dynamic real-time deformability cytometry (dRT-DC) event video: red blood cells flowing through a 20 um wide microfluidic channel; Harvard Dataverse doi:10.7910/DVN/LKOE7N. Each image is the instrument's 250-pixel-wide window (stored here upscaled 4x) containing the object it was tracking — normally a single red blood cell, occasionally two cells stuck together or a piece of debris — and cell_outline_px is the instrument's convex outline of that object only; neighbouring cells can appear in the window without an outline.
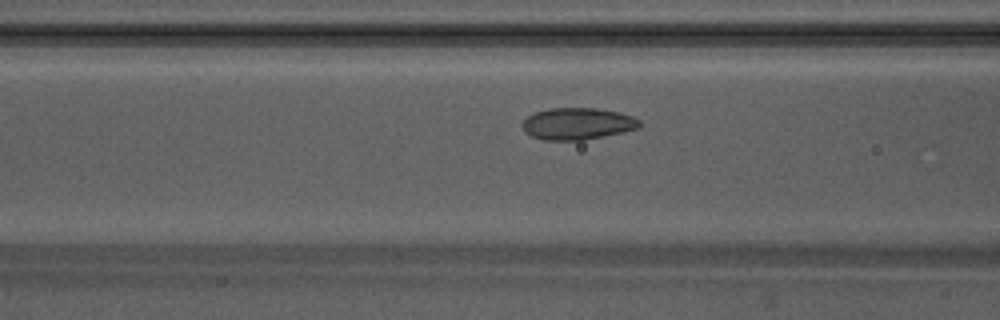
{"species": "Egyptian fruit bat (a non-hibernating species)", "species_latin": "Rousettus aegyptiacus", "temperature_condition": "warm", "stored_images_in_passage": 46, "camera_frame_rate_fps": 3000, "um_per_image_px": 0.085, "animal": {"sex": "male"}, "frame": {"image": 1, "passage_image": 15, "time_ms": 4.667, "image_size_px": [1000, 320], "cell_outline_px": [[640, 128], [584, 140], [544, 140], [532, 136], [524, 132], [520, 124], [528, 116], [536, 112], [548, 108], [600, 108], [632, 116], [640, 120]], "centroid_in_image_um": [49.06, 10.51], "position_along_channel_um": 117.5, "area_um2": 21.73}}
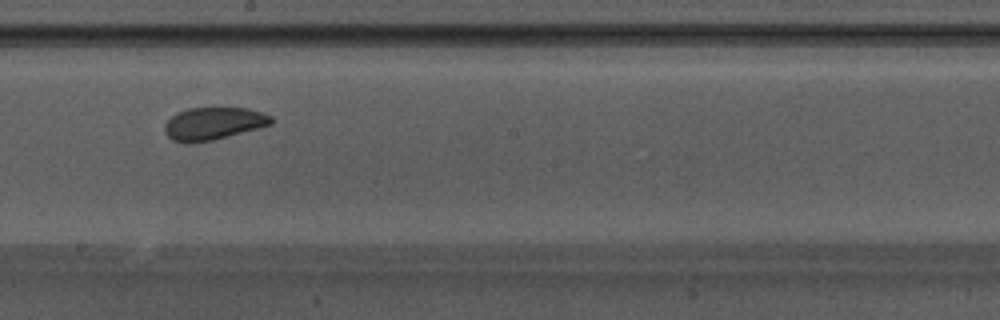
{"frame": {"image": 2, "passage_image": 24, "time_ms": 7.667, "image_size_px": [1000, 320], "cell_outline_px": [[272, 124], [212, 140], [172, 140], [164, 132], [164, 124], [176, 112], [188, 108], [248, 108], [272, 116]], "centroid_in_image_um": [18.14, 10.46], "position_along_channel_um": 230.1, "area_um2": 19.54}}
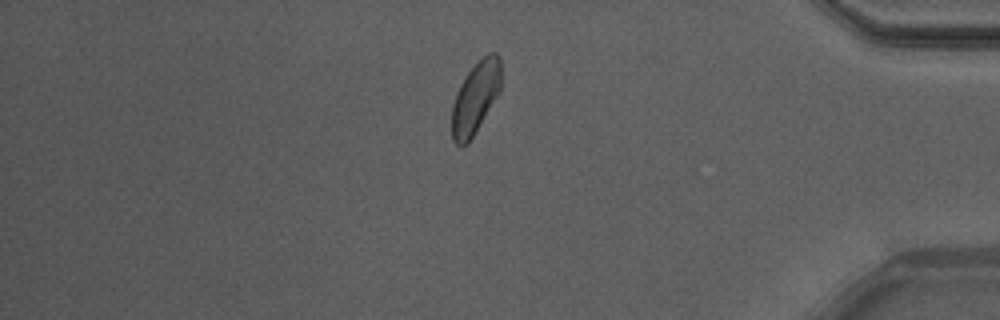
{"frame": {"image": 3, "passage_image": 40, "time_ms": 13.0, "image_size_px": [1000, 320], "cell_outline_px": [[500, 92], [468, 144], [460, 148], [452, 140], [452, 108], [456, 92], [460, 84], [468, 72], [488, 52], [496, 52], [500, 56]], "centroid_in_image_um": [40.41, 8.34], "position_along_channel_um": 394.8, "area_um2": 20.58}, "authors_computed_cell_mechanics": {"area_um2": 20.8369, "velocity_mm_per_s": 3.758, "shape_relaxation_time_tau1_ms": null, "shape_relaxation_time_tau2_ms": 1.6817, "deformation_change_tau1": null, "deformation_change_tau2": 0.0489}}